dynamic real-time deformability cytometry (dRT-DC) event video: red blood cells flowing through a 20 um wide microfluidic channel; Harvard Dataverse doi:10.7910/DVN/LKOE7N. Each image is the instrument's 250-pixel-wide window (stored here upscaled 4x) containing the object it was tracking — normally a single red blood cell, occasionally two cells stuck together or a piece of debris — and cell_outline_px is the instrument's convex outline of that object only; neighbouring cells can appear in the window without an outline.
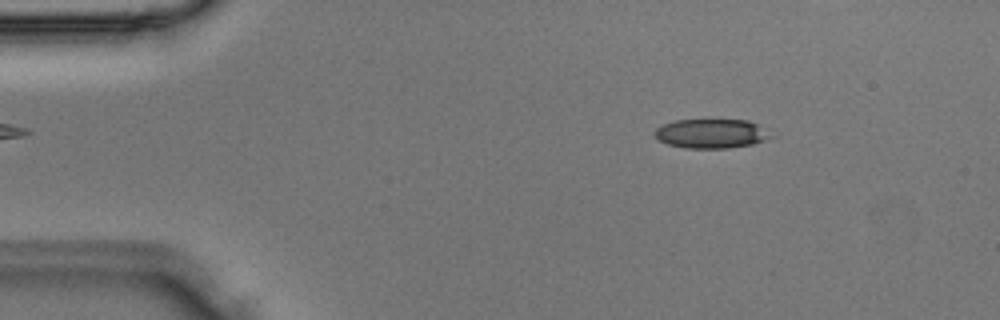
{"species": "Egyptian fruit bat (a non-hibernating species)", "species_latin": "Rousettus aegyptiacus", "temperature_condition": "room temperature", "stored_images_in_passage": 3, "camera_frame_rate_fps": 3000, "um_per_image_px": 0.085, "animal": {"sex": "male"}, "frame": {"image": 1, "passage_image": 1, "time_ms": 0.0, "image_size_px": [1000, 320], "cell_outline_px": [[776, 136], [752, 144], [728, 148], [684, 148], [668, 144], [660, 140], [656, 136], [656, 128], [664, 124], [676, 120], [748, 120], [760, 124]], "centroid_in_image_um": [60.54, 11.35], "position_along_channel_um": 24.5, "area_um2": 19.83}}